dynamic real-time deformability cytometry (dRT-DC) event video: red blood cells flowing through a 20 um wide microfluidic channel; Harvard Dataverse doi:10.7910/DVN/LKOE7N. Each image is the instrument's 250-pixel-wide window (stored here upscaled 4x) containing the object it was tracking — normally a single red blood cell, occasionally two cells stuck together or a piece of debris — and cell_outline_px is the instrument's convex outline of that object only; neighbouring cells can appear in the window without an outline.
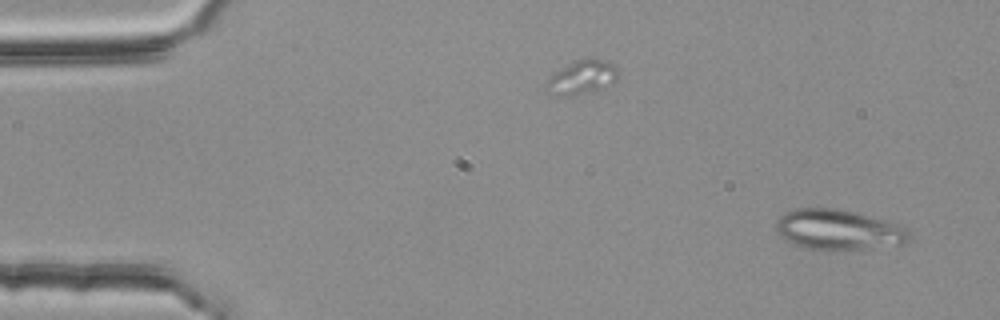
{"species": "common noctule bat (a hibernating species)", "species_latin": "Nyctalus noctula", "temperature_condition": "room temperature", "stored_images_in_passage": 43, "segment_of_instrument_passage": [1, 2], "camera_frame_rate_fps": 3000, "um_per_image_px": 0.085, "animal": {"sex": "female", "body_mass_g": 25.1}, "frame": {"image": 1, "passage_image": 3, "time_ms": 0.667, "image_size_px": [1000, 320], "cell_outline_px": [[908, 240], [904, 244], [828, 252], [804, 248], [788, 240], [776, 228], [776, 220], [784, 212], [796, 208], [836, 208], [900, 224], [908, 228]], "centroid_in_image_um": [71.27, 19.54], "position_along_channel_um": 13.7, "area_um2": 31.27}}